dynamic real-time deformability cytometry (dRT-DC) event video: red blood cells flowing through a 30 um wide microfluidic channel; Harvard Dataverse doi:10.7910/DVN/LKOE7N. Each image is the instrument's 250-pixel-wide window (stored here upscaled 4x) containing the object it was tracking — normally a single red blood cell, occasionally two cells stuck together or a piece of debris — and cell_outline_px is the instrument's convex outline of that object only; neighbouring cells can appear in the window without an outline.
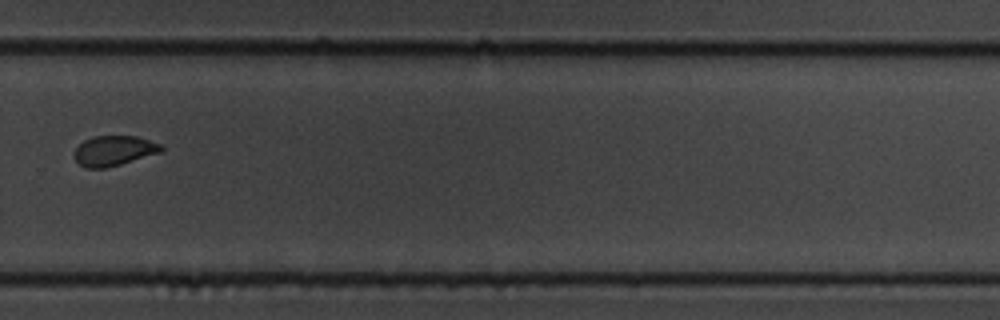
{"species": "common noctule bat (a hibernating species)", "species_latin": "Nyctalus noctula", "temperature_condition": "cold", "stored_images_in_passage": 15, "camera_frame_rate_fps": 3000, "um_per_image_px": 0.085, "animal": {"sex": "male", "body_mass_g": 19.5, "forearm_length_mm": 54.6}, "frame": {"image": 1, "passage_image": 11, "time_ms": 3.333, "image_size_px": [1000, 320], "cell_outline_px": [[164, 148], [160, 152], [120, 164], [104, 168], [84, 168], [72, 156], [72, 152], [84, 140], [92, 136], [136, 136], [160, 144]], "centroid_in_image_um": [9.62, 12.81], "position_along_channel_um": 320.2, "area_um2": 15.14}}